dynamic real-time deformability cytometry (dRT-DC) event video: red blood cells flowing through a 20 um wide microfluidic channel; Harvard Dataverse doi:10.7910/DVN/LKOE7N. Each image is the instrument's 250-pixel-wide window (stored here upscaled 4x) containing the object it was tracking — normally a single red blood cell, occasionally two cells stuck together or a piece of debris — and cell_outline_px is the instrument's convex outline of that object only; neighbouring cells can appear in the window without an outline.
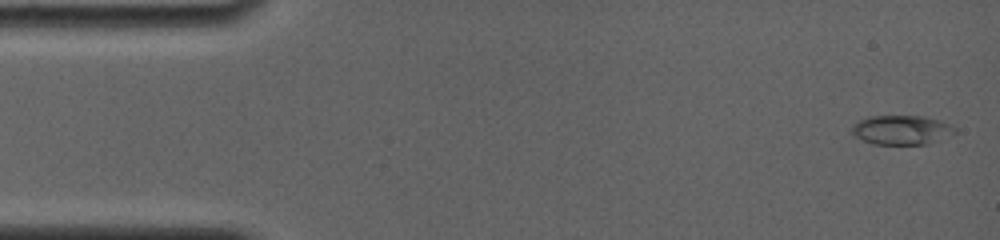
{"species": "common noctule bat (a hibernating species)", "species_latin": "Nyctalus noctula", "temperature_condition": "room temperature", "stored_images_in_passage": 33, "camera_frame_rate_fps": 4000, "um_per_image_px": 0.085, "animal": {"sex": "female", "body_mass_g": 19.0, "forearm_length_mm": 56.7}, "frame": {"image": 1, "passage_image": 1, "time_ms": 0.0, "image_size_px": [1000, 240], "cell_outline_px": [[956, 132], [928, 144], [872, 144], [856, 136], [852, 132], [852, 124], [868, 116], [924, 116], [948, 124], [956, 128]], "centroid_in_image_um": [76.6, 11.04], "position_along_channel_um": 8.4, "area_um2": 17.34}}
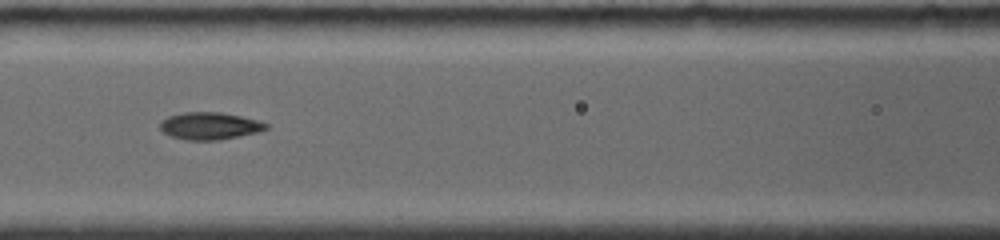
{"frame": {"image": 2, "passage_image": 21, "time_ms": 6.75, "image_size_px": [1000, 240], "cell_outline_px": [[268, 128], [260, 132], [220, 140], [188, 140], [172, 136], [164, 132], [160, 128], [160, 120], [168, 116], [184, 112], [220, 112], [240, 116], [256, 120], [268, 124]], "centroid_in_image_um": [17.83, 10.7], "position_along_channel_um": 148.8, "area_um2": 16.82}}
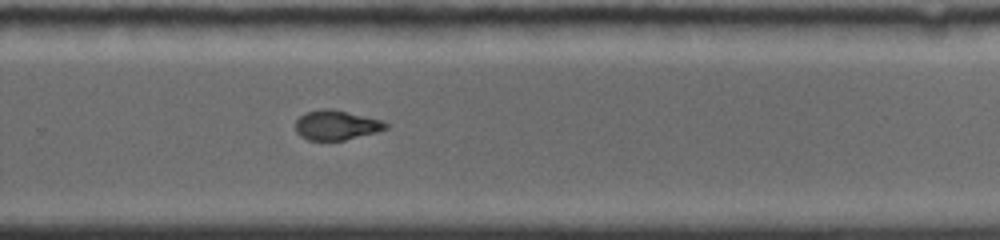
{"frame": {"image": 3, "passage_image": 33, "time_ms": 10.75, "image_size_px": [1000, 240], "cell_outline_px": [[388, 128], [376, 132], [344, 140], [308, 140], [300, 136], [296, 132], [296, 120], [304, 112], [320, 108], [332, 108], [384, 120], [388, 124]], "centroid_in_image_um": [28.58, 10.61], "position_along_channel_um": 301.2, "area_um2": 15.84}}